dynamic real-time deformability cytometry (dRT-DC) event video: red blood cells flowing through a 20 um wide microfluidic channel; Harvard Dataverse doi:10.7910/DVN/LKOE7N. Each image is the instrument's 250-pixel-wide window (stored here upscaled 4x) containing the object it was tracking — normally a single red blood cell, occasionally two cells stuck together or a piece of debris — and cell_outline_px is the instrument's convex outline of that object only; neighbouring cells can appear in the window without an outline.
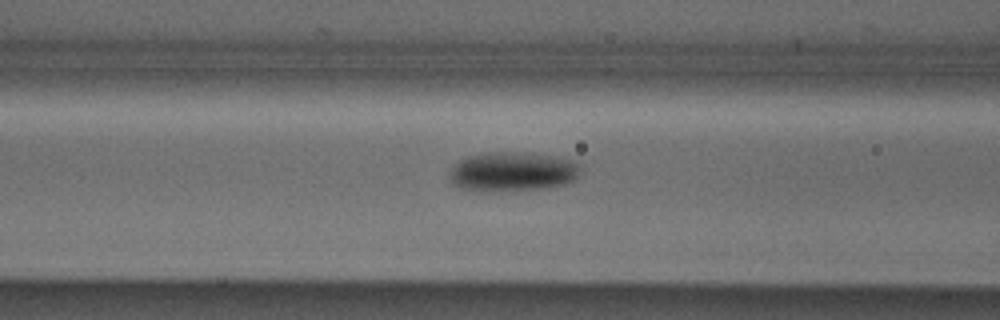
{"species": "Egyptian fruit bat (a non-hibernating species)", "species_latin": "Rousettus aegyptiacus", "temperature_condition": "cold", "stored_images_in_passage": 12, "camera_frame_rate_fps": 3000, "um_per_image_px": 0.085, "animal": {"sex": "male"}, "frame": {"image": 1, "passage_image": 10, "time_ms": 3.0, "image_size_px": [1000, 320], "cell_outline_px": [[580, 172], [576, 180], [564, 184], [548, 188], [496, 192], [476, 192], [460, 188], [452, 184], [448, 176], [452, 168], [460, 160], [468, 156], [492, 152], [512, 152], [552, 156], [568, 160], [576, 164]], "centroid_in_image_um": [43.5, 14.63], "position_along_channel_um": 123.1, "area_um2": 30.17}}